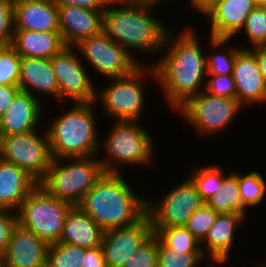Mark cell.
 <instances>
[{
    "label": "cell",
    "mask_w": 266,
    "mask_h": 267,
    "mask_svg": "<svg viewBox=\"0 0 266 267\" xmlns=\"http://www.w3.org/2000/svg\"><path fill=\"white\" fill-rule=\"evenodd\" d=\"M21 57L9 45L0 56V86H19Z\"/></svg>",
    "instance_id": "836d02e7"
},
{
    "label": "cell",
    "mask_w": 266,
    "mask_h": 267,
    "mask_svg": "<svg viewBox=\"0 0 266 267\" xmlns=\"http://www.w3.org/2000/svg\"><path fill=\"white\" fill-rule=\"evenodd\" d=\"M38 182L16 164L0 157V209L17 212Z\"/></svg>",
    "instance_id": "44dd1931"
},
{
    "label": "cell",
    "mask_w": 266,
    "mask_h": 267,
    "mask_svg": "<svg viewBox=\"0 0 266 267\" xmlns=\"http://www.w3.org/2000/svg\"><path fill=\"white\" fill-rule=\"evenodd\" d=\"M218 212L203 203L189 218L185 227L202 242L214 224Z\"/></svg>",
    "instance_id": "e575fe53"
},
{
    "label": "cell",
    "mask_w": 266,
    "mask_h": 267,
    "mask_svg": "<svg viewBox=\"0 0 266 267\" xmlns=\"http://www.w3.org/2000/svg\"><path fill=\"white\" fill-rule=\"evenodd\" d=\"M74 47H65L51 58L59 87V101L91 103L96 101V87Z\"/></svg>",
    "instance_id": "4fadbf2b"
},
{
    "label": "cell",
    "mask_w": 266,
    "mask_h": 267,
    "mask_svg": "<svg viewBox=\"0 0 266 267\" xmlns=\"http://www.w3.org/2000/svg\"><path fill=\"white\" fill-rule=\"evenodd\" d=\"M193 30L188 26L177 35L170 30L162 48L165 50L163 56L152 64L165 101L176 112L190 98L205 90L206 52Z\"/></svg>",
    "instance_id": "6da1fadb"
},
{
    "label": "cell",
    "mask_w": 266,
    "mask_h": 267,
    "mask_svg": "<svg viewBox=\"0 0 266 267\" xmlns=\"http://www.w3.org/2000/svg\"><path fill=\"white\" fill-rule=\"evenodd\" d=\"M156 201L148 199L146 202L152 228L185 226L192 214L204 203L188 176Z\"/></svg>",
    "instance_id": "7c38bea8"
},
{
    "label": "cell",
    "mask_w": 266,
    "mask_h": 267,
    "mask_svg": "<svg viewBox=\"0 0 266 267\" xmlns=\"http://www.w3.org/2000/svg\"><path fill=\"white\" fill-rule=\"evenodd\" d=\"M257 6L254 0H216L205 14L211 22L209 36L233 39L240 34L251 11Z\"/></svg>",
    "instance_id": "e0dca14e"
},
{
    "label": "cell",
    "mask_w": 266,
    "mask_h": 267,
    "mask_svg": "<svg viewBox=\"0 0 266 267\" xmlns=\"http://www.w3.org/2000/svg\"><path fill=\"white\" fill-rule=\"evenodd\" d=\"M43 131V135L37 128L27 133L0 136V157L25 170L38 183L53 160L47 130Z\"/></svg>",
    "instance_id": "9c48e42d"
},
{
    "label": "cell",
    "mask_w": 266,
    "mask_h": 267,
    "mask_svg": "<svg viewBox=\"0 0 266 267\" xmlns=\"http://www.w3.org/2000/svg\"><path fill=\"white\" fill-rule=\"evenodd\" d=\"M11 46L21 58L44 59H51L66 47L60 31L30 30H15Z\"/></svg>",
    "instance_id": "cb8c5ba5"
},
{
    "label": "cell",
    "mask_w": 266,
    "mask_h": 267,
    "mask_svg": "<svg viewBox=\"0 0 266 267\" xmlns=\"http://www.w3.org/2000/svg\"><path fill=\"white\" fill-rule=\"evenodd\" d=\"M92 70L105 78L125 76L142 65L138 57L132 56L123 46L109 38L103 31L83 39L74 46ZM139 60V61H137Z\"/></svg>",
    "instance_id": "8fae6325"
},
{
    "label": "cell",
    "mask_w": 266,
    "mask_h": 267,
    "mask_svg": "<svg viewBox=\"0 0 266 267\" xmlns=\"http://www.w3.org/2000/svg\"><path fill=\"white\" fill-rule=\"evenodd\" d=\"M151 66L140 65L128 75L108 78L111 81L104 88L96 89V101L101 103L105 114L115 121H141L145 107V92L143 82L148 75L157 81L155 69ZM144 66V67H143ZM145 79V80H144ZM107 111V112H106Z\"/></svg>",
    "instance_id": "52a82bcc"
},
{
    "label": "cell",
    "mask_w": 266,
    "mask_h": 267,
    "mask_svg": "<svg viewBox=\"0 0 266 267\" xmlns=\"http://www.w3.org/2000/svg\"><path fill=\"white\" fill-rule=\"evenodd\" d=\"M205 91L214 96L236 99L232 75H207Z\"/></svg>",
    "instance_id": "8d00e7d4"
},
{
    "label": "cell",
    "mask_w": 266,
    "mask_h": 267,
    "mask_svg": "<svg viewBox=\"0 0 266 267\" xmlns=\"http://www.w3.org/2000/svg\"><path fill=\"white\" fill-rule=\"evenodd\" d=\"M158 238L153 234L123 267H157Z\"/></svg>",
    "instance_id": "d590c367"
},
{
    "label": "cell",
    "mask_w": 266,
    "mask_h": 267,
    "mask_svg": "<svg viewBox=\"0 0 266 267\" xmlns=\"http://www.w3.org/2000/svg\"><path fill=\"white\" fill-rule=\"evenodd\" d=\"M246 214L219 213L208 234L201 242V250L205 258L227 260L233 247L235 232L244 223ZM205 244V245H204ZM207 255V256H206Z\"/></svg>",
    "instance_id": "7402d4cb"
},
{
    "label": "cell",
    "mask_w": 266,
    "mask_h": 267,
    "mask_svg": "<svg viewBox=\"0 0 266 267\" xmlns=\"http://www.w3.org/2000/svg\"><path fill=\"white\" fill-rule=\"evenodd\" d=\"M111 128L100 145V150L106 153L103 159L99 157L105 173H122V165L145 166L153 161L154 141L140 121L114 120Z\"/></svg>",
    "instance_id": "8992f818"
},
{
    "label": "cell",
    "mask_w": 266,
    "mask_h": 267,
    "mask_svg": "<svg viewBox=\"0 0 266 267\" xmlns=\"http://www.w3.org/2000/svg\"><path fill=\"white\" fill-rule=\"evenodd\" d=\"M206 204L218 213L246 214V209L241 202L238 178L232 172L224 180L215 194Z\"/></svg>",
    "instance_id": "484cf974"
},
{
    "label": "cell",
    "mask_w": 266,
    "mask_h": 267,
    "mask_svg": "<svg viewBox=\"0 0 266 267\" xmlns=\"http://www.w3.org/2000/svg\"><path fill=\"white\" fill-rule=\"evenodd\" d=\"M212 262H214V263L213 264L210 263V265H207V266L205 265V267H216V266H214L215 263H218V265H220V264L223 265L224 262H227V260H212Z\"/></svg>",
    "instance_id": "bcb514c9"
},
{
    "label": "cell",
    "mask_w": 266,
    "mask_h": 267,
    "mask_svg": "<svg viewBox=\"0 0 266 267\" xmlns=\"http://www.w3.org/2000/svg\"><path fill=\"white\" fill-rule=\"evenodd\" d=\"M154 234L149 216L131 226L104 231L101 248L106 267H123L131 256Z\"/></svg>",
    "instance_id": "5bb4252c"
},
{
    "label": "cell",
    "mask_w": 266,
    "mask_h": 267,
    "mask_svg": "<svg viewBox=\"0 0 266 267\" xmlns=\"http://www.w3.org/2000/svg\"><path fill=\"white\" fill-rule=\"evenodd\" d=\"M15 30H59L58 7L53 0H15Z\"/></svg>",
    "instance_id": "ffe728a7"
},
{
    "label": "cell",
    "mask_w": 266,
    "mask_h": 267,
    "mask_svg": "<svg viewBox=\"0 0 266 267\" xmlns=\"http://www.w3.org/2000/svg\"><path fill=\"white\" fill-rule=\"evenodd\" d=\"M256 267H259V266H256ZM260 267H266V264L264 265V264H262V266H260Z\"/></svg>",
    "instance_id": "f907efd6"
},
{
    "label": "cell",
    "mask_w": 266,
    "mask_h": 267,
    "mask_svg": "<svg viewBox=\"0 0 266 267\" xmlns=\"http://www.w3.org/2000/svg\"><path fill=\"white\" fill-rule=\"evenodd\" d=\"M238 178L239 193L242 205L247 208H253L261 205L266 197V181L264 176L258 170L241 174L233 172Z\"/></svg>",
    "instance_id": "f1b7e54d"
},
{
    "label": "cell",
    "mask_w": 266,
    "mask_h": 267,
    "mask_svg": "<svg viewBox=\"0 0 266 267\" xmlns=\"http://www.w3.org/2000/svg\"><path fill=\"white\" fill-rule=\"evenodd\" d=\"M59 30L66 47L102 32L103 12L77 6L58 7Z\"/></svg>",
    "instance_id": "ac0fdd59"
},
{
    "label": "cell",
    "mask_w": 266,
    "mask_h": 267,
    "mask_svg": "<svg viewBox=\"0 0 266 267\" xmlns=\"http://www.w3.org/2000/svg\"><path fill=\"white\" fill-rule=\"evenodd\" d=\"M42 108L44 107L40 97L20 91L6 113L0 117V136L36 130L44 114Z\"/></svg>",
    "instance_id": "d6986e66"
},
{
    "label": "cell",
    "mask_w": 266,
    "mask_h": 267,
    "mask_svg": "<svg viewBox=\"0 0 266 267\" xmlns=\"http://www.w3.org/2000/svg\"><path fill=\"white\" fill-rule=\"evenodd\" d=\"M209 45L212 48L214 54L206 53V62H207V75H231L233 71V65L235 61L236 54L246 47L230 46L228 41L232 39H221V38H212L209 36ZM227 43V44H226ZM225 45H228L225 47ZM222 47V50L225 51L219 52ZM223 47H225L223 49ZM217 49L219 51H217ZM226 52V53H225Z\"/></svg>",
    "instance_id": "4316f807"
},
{
    "label": "cell",
    "mask_w": 266,
    "mask_h": 267,
    "mask_svg": "<svg viewBox=\"0 0 266 267\" xmlns=\"http://www.w3.org/2000/svg\"><path fill=\"white\" fill-rule=\"evenodd\" d=\"M10 44H7L5 42L0 41V56L2 52L9 46Z\"/></svg>",
    "instance_id": "7dc6e473"
},
{
    "label": "cell",
    "mask_w": 266,
    "mask_h": 267,
    "mask_svg": "<svg viewBox=\"0 0 266 267\" xmlns=\"http://www.w3.org/2000/svg\"><path fill=\"white\" fill-rule=\"evenodd\" d=\"M104 230L79 206H73L66 215L61 243L85 249L99 247Z\"/></svg>",
    "instance_id": "d4e9b609"
},
{
    "label": "cell",
    "mask_w": 266,
    "mask_h": 267,
    "mask_svg": "<svg viewBox=\"0 0 266 267\" xmlns=\"http://www.w3.org/2000/svg\"><path fill=\"white\" fill-rule=\"evenodd\" d=\"M19 87L34 97H39L35 96L36 93H43L59 100V87L51 59L21 58Z\"/></svg>",
    "instance_id": "603a6c76"
},
{
    "label": "cell",
    "mask_w": 266,
    "mask_h": 267,
    "mask_svg": "<svg viewBox=\"0 0 266 267\" xmlns=\"http://www.w3.org/2000/svg\"><path fill=\"white\" fill-rule=\"evenodd\" d=\"M95 103H74L66 111L62 107L59 111L61 114L47 125L54 159L92 157L101 153V137H98L97 118L92 108Z\"/></svg>",
    "instance_id": "277c9868"
},
{
    "label": "cell",
    "mask_w": 266,
    "mask_h": 267,
    "mask_svg": "<svg viewBox=\"0 0 266 267\" xmlns=\"http://www.w3.org/2000/svg\"><path fill=\"white\" fill-rule=\"evenodd\" d=\"M124 1L160 5V3L163 2L164 0H124Z\"/></svg>",
    "instance_id": "f6af8a7d"
},
{
    "label": "cell",
    "mask_w": 266,
    "mask_h": 267,
    "mask_svg": "<svg viewBox=\"0 0 266 267\" xmlns=\"http://www.w3.org/2000/svg\"><path fill=\"white\" fill-rule=\"evenodd\" d=\"M113 0H53L57 7L77 6L93 11L104 12Z\"/></svg>",
    "instance_id": "ab89813d"
},
{
    "label": "cell",
    "mask_w": 266,
    "mask_h": 267,
    "mask_svg": "<svg viewBox=\"0 0 266 267\" xmlns=\"http://www.w3.org/2000/svg\"><path fill=\"white\" fill-rule=\"evenodd\" d=\"M85 248L57 242L48 248L47 267H81Z\"/></svg>",
    "instance_id": "4dcf8cb0"
},
{
    "label": "cell",
    "mask_w": 266,
    "mask_h": 267,
    "mask_svg": "<svg viewBox=\"0 0 266 267\" xmlns=\"http://www.w3.org/2000/svg\"><path fill=\"white\" fill-rule=\"evenodd\" d=\"M203 253H185L166 248L158 239L157 267H200Z\"/></svg>",
    "instance_id": "1f68e13d"
},
{
    "label": "cell",
    "mask_w": 266,
    "mask_h": 267,
    "mask_svg": "<svg viewBox=\"0 0 266 267\" xmlns=\"http://www.w3.org/2000/svg\"><path fill=\"white\" fill-rule=\"evenodd\" d=\"M248 49L255 55L262 77L266 82V45L252 48L248 47Z\"/></svg>",
    "instance_id": "7bdbcfd3"
},
{
    "label": "cell",
    "mask_w": 266,
    "mask_h": 267,
    "mask_svg": "<svg viewBox=\"0 0 266 267\" xmlns=\"http://www.w3.org/2000/svg\"><path fill=\"white\" fill-rule=\"evenodd\" d=\"M154 6L113 0L103 12L102 31L134 57L135 51L149 54L161 52L171 29L152 16V10L156 8Z\"/></svg>",
    "instance_id": "7a4b0ae2"
},
{
    "label": "cell",
    "mask_w": 266,
    "mask_h": 267,
    "mask_svg": "<svg viewBox=\"0 0 266 267\" xmlns=\"http://www.w3.org/2000/svg\"><path fill=\"white\" fill-rule=\"evenodd\" d=\"M241 109L243 106L237 99L214 96L203 90L177 111L198 134L212 136L226 129Z\"/></svg>",
    "instance_id": "30bf717a"
},
{
    "label": "cell",
    "mask_w": 266,
    "mask_h": 267,
    "mask_svg": "<svg viewBox=\"0 0 266 267\" xmlns=\"http://www.w3.org/2000/svg\"><path fill=\"white\" fill-rule=\"evenodd\" d=\"M81 267H106L101 246L85 249Z\"/></svg>",
    "instance_id": "60d3db41"
},
{
    "label": "cell",
    "mask_w": 266,
    "mask_h": 267,
    "mask_svg": "<svg viewBox=\"0 0 266 267\" xmlns=\"http://www.w3.org/2000/svg\"><path fill=\"white\" fill-rule=\"evenodd\" d=\"M0 267H5V264H4L3 260H2V258H0Z\"/></svg>",
    "instance_id": "681fc988"
},
{
    "label": "cell",
    "mask_w": 266,
    "mask_h": 267,
    "mask_svg": "<svg viewBox=\"0 0 266 267\" xmlns=\"http://www.w3.org/2000/svg\"><path fill=\"white\" fill-rule=\"evenodd\" d=\"M131 187L123 173H104L78 206L104 231L131 226L147 214V199Z\"/></svg>",
    "instance_id": "3957f363"
},
{
    "label": "cell",
    "mask_w": 266,
    "mask_h": 267,
    "mask_svg": "<svg viewBox=\"0 0 266 267\" xmlns=\"http://www.w3.org/2000/svg\"><path fill=\"white\" fill-rule=\"evenodd\" d=\"M104 173L99 156L53 158L45 177L38 185L49 195L78 206Z\"/></svg>",
    "instance_id": "5b68a950"
},
{
    "label": "cell",
    "mask_w": 266,
    "mask_h": 267,
    "mask_svg": "<svg viewBox=\"0 0 266 267\" xmlns=\"http://www.w3.org/2000/svg\"><path fill=\"white\" fill-rule=\"evenodd\" d=\"M14 1L0 0V41L10 45L15 33Z\"/></svg>",
    "instance_id": "74e56055"
},
{
    "label": "cell",
    "mask_w": 266,
    "mask_h": 267,
    "mask_svg": "<svg viewBox=\"0 0 266 267\" xmlns=\"http://www.w3.org/2000/svg\"><path fill=\"white\" fill-rule=\"evenodd\" d=\"M257 5H260L264 8H266V0H254Z\"/></svg>",
    "instance_id": "c3c4849f"
},
{
    "label": "cell",
    "mask_w": 266,
    "mask_h": 267,
    "mask_svg": "<svg viewBox=\"0 0 266 267\" xmlns=\"http://www.w3.org/2000/svg\"><path fill=\"white\" fill-rule=\"evenodd\" d=\"M17 224V213L11 210H0V258L3 256L10 233Z\"/></svg>",
    "instance_id": "f35d334b"
},
{
    "label": "cell",
    "mask_w": 266,
    "mask_h": 267,
    "mask_svg": "<svg viewBox=\"0 0 266 267\" xmlns=\"http://www.w3.org/2000/svg\"><path fill=\"white\" fill-rule=\"evenodd\" d=\"M243 32L250 48L266 45V8L257 5L248 15L243 26Z\"/></svg>",
    "instance_id": "d6a6232c"
},
{
    "label": "cell",
    "mask_w": 266,
    "mask_h": 267,
    "mask_svg": "<svg viewBox=\"0 0 266 267\" xmlns=\"http://www.w3.org/2000/svg\"><path fill=\"white\" fill-rule=\"evenodd\" d=\"M231 75L235 83L236 99L243 107L266 103V82L255 55L248 48H242L236 54Z\"/></svg>",
    "instance_id": "2e32d148"
},
{
    "label": "cell",
    "mask_w": 266,
    "mask_h": 267,
    "mask_svg": "<svg viewBox=\"0 0 266 267\" xmlns=\"http://www.w3.org/2000/svg\"><path fill=\"white\" fill-rule=\"evenodd\" d=\"M223 174L222 168L216 165L198 168L191 171L188 177L196 187L197 192L204 203L213 196L217 189L222 185L223 180L228 176Z\"/></svg>",
    "instance_id": "f546056e"
},
{
    "label": "cell",
    "mask_w": 266,
    "mask_h": 267,
    "mask_svg": "<svg viewBox=\"0 0 266 267\" xmlns=\"http://www.w3.org/2000/svg\"><path fill=\"white\" fill-rule=\"evenodd\" d=\"M153 232L168 249L185 253H203L201 242L185 226L153 228Z\"/></svg>",
    "instance_id": "83f0119b"
},
{
    "label": "cell",
    "mask_w": 266,
    "mask_h": 267,
    "mask_svg": "<svg viewBox=\"0 0 266 267\" xmlns=\"http://www.w3.org/2000/svg\"><path fill=\"white\" fill-rule=\"evenodd\" d=\"M49 244L18 223L1 257L5 267H47Z\"/></svg>",
    "instance_id": "9a60e30c"
},
{
    "label": "cell",
    "mask_w": 266,
    "mask_h": 267,
    "mask_svg": "<svg viewBox=\"0 0 266 267\" xmlns=\"http://www.w3.org/2000/svg\"><path fill=\"white\" fill-rule=\"evenodd\" d=\"M72 207L37 185L17 210V223L51 245L59 242L66 215Z\"/></svg>",
    "instance_id": "ba28073f"
},
{
    "label": "cell",
    "mask_w": 266,
    "mask_h": 267,
    "mask_svg": "<svg viewBox=\"0 0 266 267\" xmlns=\"http://www.w3.org/2000/svg\"><path fill=\"white\" fill-rule=\"evenodd\" d=\"M19 86H0V117L6 113L14 97L20 92Z\"/></svg>",
    "instance_id": "b9f144b4"
},
{
    "label": "cell",
    "mask_w": 266,
    "mask_h": 267,
    "mask_svg": "<svg viewBox=\"0 0 266 267\" xmlns=\"http://www.w3.org/2000/svg\"><path fill=\"white\" fill-rule=\"evenodd\" d=\"M190 2L191 8L200 12V14H205L212 8L216 0H188Z\"/></svg>",
    "instance_id": "ee69618b"
}]
</instances>
